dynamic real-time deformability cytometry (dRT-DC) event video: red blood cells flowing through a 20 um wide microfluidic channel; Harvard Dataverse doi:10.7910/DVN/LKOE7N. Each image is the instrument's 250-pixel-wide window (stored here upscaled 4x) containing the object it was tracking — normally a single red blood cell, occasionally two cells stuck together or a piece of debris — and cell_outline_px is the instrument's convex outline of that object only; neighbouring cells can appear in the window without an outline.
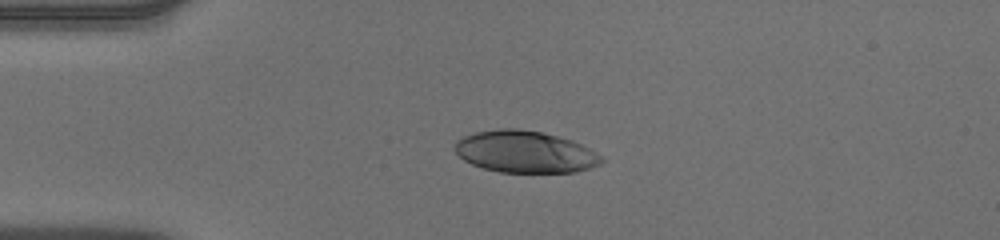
{"species": "human", "species_latin": "Homo sapiens", "temperature_condition": "warm", "stored_images_in_passage": 40, "camera_frame_rate_fps": 3000, "um_per_image_px": 0.085, "donor": {"sex": "male"}, "frame": {"image": 1, "passage_image": 1, "time_ms": 0.0, "image_size_px": [1000, 240], "cell_outline_px": [[604, 160], [600, 164], [588, 168], [572, 172], [500, 172], [484, 168], [472, 164], [464, 160], [452, 148], [456, 140], [464, 136], [476, 132], [500, 128], [516, 128], [540, 132], [572, 140], [604, 156]], "centroid_in_image_um": [44.61, 12.9], "position_along_channel_um": 40.4, "area_um2": 35.66}}
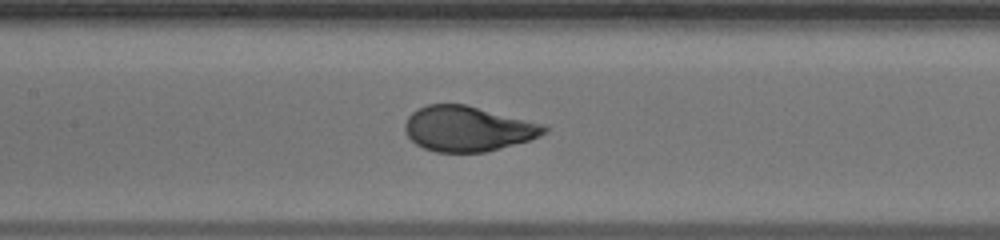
{"frame": {"image": 2, "passage_image": 13, "time_ms": 4.0, "image_size_px": [1000, 240], "cell_outline_px": [[548, 132], [540, 136], [528, 140], [484, 152], [436, 152], [424, 148], [416, 144], [404, 132], [404, 124], [408, 116], [412, 112], [428, 104], [464, 104], [544, 124], [548, 128]], "centroid_in_image_um": [39.74, 10.94], "position_along_channel_um": 167.7, "area_um2": 36.41}}
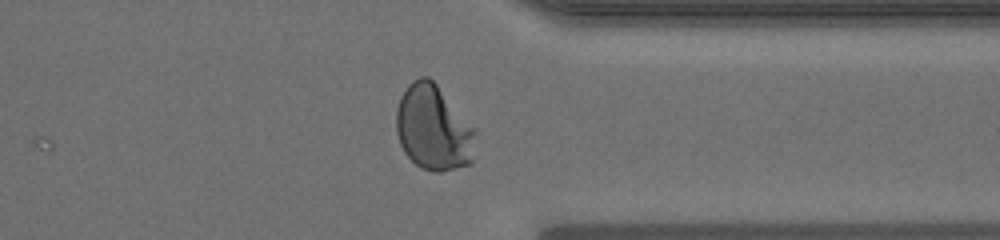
{"frame": {"image": 3, "passage_image": 29, "time_ms": 9.333, "image_size_px": [1000, 240], "cell_outline_px": [[476, 128], [472, 164], [440, 172], [432, 172], [420, 168], [404, 152], [400, 144], [396, 132], [396, 108], [400, 96], [408, 84], [412, 80], [420, 76], [428, 76], [436, 84]], "centroid_in_image_um": [36.83, 10.88], "position_along_channel_um": 374.6, "area_um2": 39.82}, "authors_computed_cell_mechanics": {"area_um2": 37.57, "velocity_mm_per_s": 3.9366, "shape_relaxation_time_tau1_ms": 4.3009, "shape_relaxation_time_tau2_ms": null, "deformation_change_tau1": 0.2432, "deformation_change_tau2": null}}